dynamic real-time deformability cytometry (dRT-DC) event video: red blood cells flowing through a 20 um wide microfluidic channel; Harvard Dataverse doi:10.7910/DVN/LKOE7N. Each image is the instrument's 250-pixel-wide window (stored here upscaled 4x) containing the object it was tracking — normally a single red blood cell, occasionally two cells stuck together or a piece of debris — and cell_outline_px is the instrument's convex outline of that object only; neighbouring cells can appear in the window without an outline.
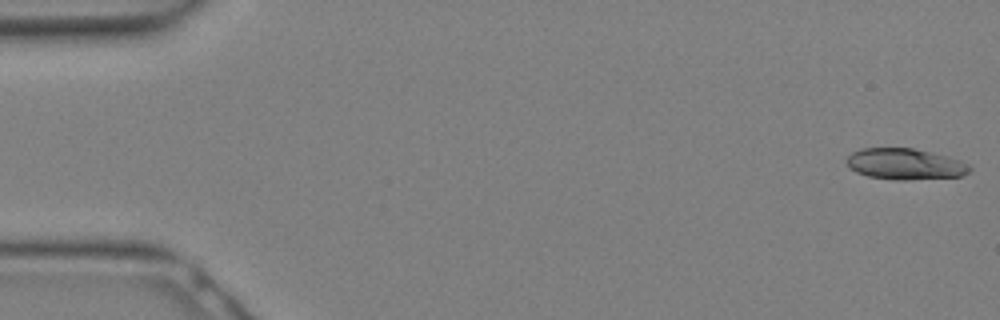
{"species": "Egyptian fruit bat (a non-hibernating species)", "species_latin": "Rousettus aegyptiacus", "temperature_condition": "warm", "stored_images_in_passage": 13, "camera_frame_rate_fps": 3000, "um_per_image_px": 0.085, "animal": {"sex": "female"}, "frame": {"image": 1, "passage_image": 1, "time_ms": 0.0, "image_size_px": [1000, 320], "cell_outline_px": [[972, 168], [964, 176], [904, 180], [900, 180], [868, 176], [856, 172], [844, 160], [852, 152], [860, 148], [912, 148], [960, 160], [968, 164]], "centroid_in_image_um": [76.92, 13.94], "position_along_channel_um": 8.1, "area_um2": 22.08}}
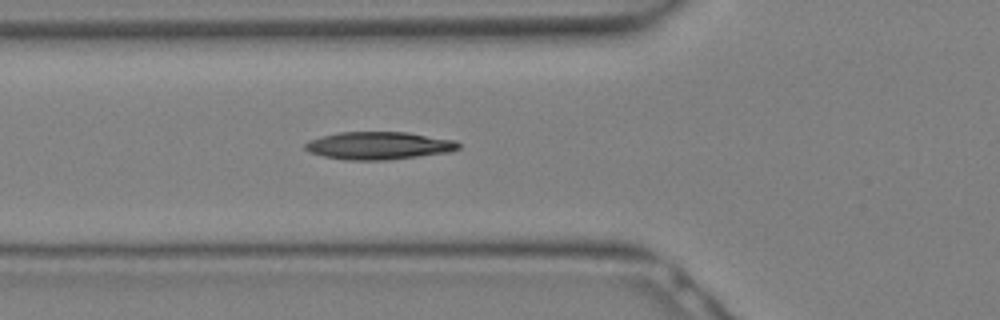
{"frame": {"image": 2, "passage_image": 11, "time_ms": 3.333, "image_size_px": [1000, 320], "cell_outline_px": [[460, 148], [448, 152], [388, 160], [348, 160], [324, 156], [312, 152], [304, 148], [304, 144], [308, 140], [320, 136], [340, 132], [408, 132], [456, 140], [460, 144]], "centroid_in_image_um": [32.2, 12.37], "position_along_channel_um": 93.6, "area_um2": 24.74}}
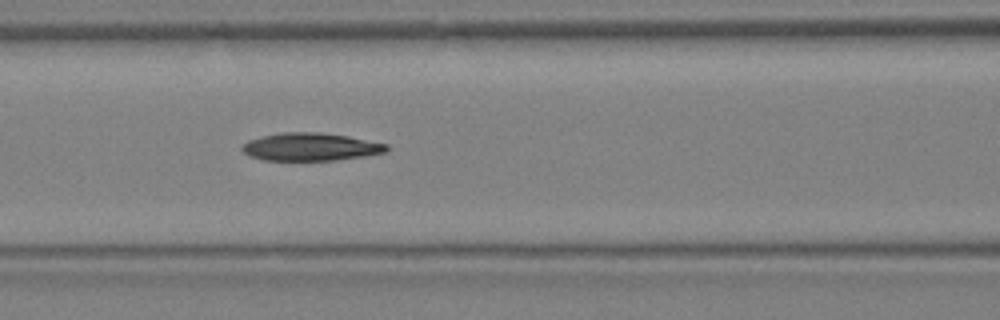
{"frame": {"image": 3, "passage_image": 13, "time_ms": 4.0, "image_size_px": [1000, 320], "cell_outline_px": [[388, 152], [364, 156], [336, 160], [264, 160], [252, 156], [244, 152], [240, 148], [248, 140], [260, 136], [280, 132], [320, 132], [348, 136], [388, 144]], "centroid_in_image_um": [26.41, 12.47], "position_along_channel_um": 140.2, "area_um2": 23.47}}